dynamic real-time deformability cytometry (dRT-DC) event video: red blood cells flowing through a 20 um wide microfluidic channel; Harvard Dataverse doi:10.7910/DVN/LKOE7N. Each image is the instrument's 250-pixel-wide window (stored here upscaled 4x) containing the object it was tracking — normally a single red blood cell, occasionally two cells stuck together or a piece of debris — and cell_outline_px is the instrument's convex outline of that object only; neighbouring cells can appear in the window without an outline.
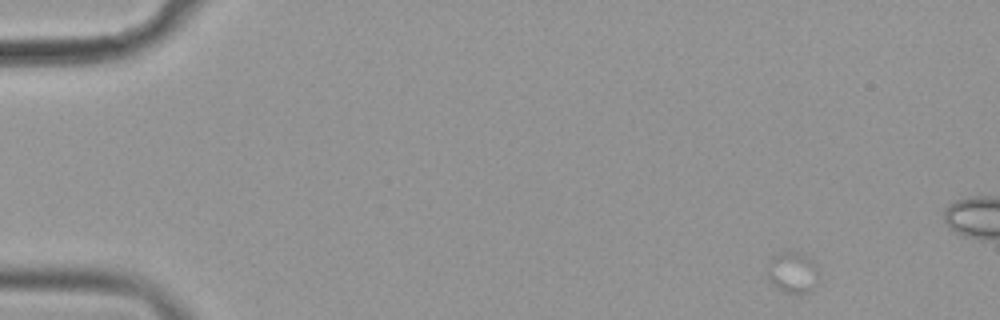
{"species": "common noctule bat (a hibernating species)", "species_latin": "Nyctalus noctula", "temperature_condition": "cold", "stored_images_in_passage": 15, "camera_frame_rate_fps": 3000, "um_per_image_px": 0.085, "animal": {"sex": "female", "body_mass_g": 19.9}, "frame": {"image": 1, "passage_image": 2, "time_ms": 0.333, "image_size_px": [1000, 320], "cell_outline_px": [[816, 284], [808, 292], [784, 292], [772, 284], [768, 280], [768, 272], [772, 256], [788, 252], [800, 256], [816, 264]], "centroid_in_image_um": [67.33, 23.21], "position_along_channel_um": 17.7, "area_um2": 11.33}}